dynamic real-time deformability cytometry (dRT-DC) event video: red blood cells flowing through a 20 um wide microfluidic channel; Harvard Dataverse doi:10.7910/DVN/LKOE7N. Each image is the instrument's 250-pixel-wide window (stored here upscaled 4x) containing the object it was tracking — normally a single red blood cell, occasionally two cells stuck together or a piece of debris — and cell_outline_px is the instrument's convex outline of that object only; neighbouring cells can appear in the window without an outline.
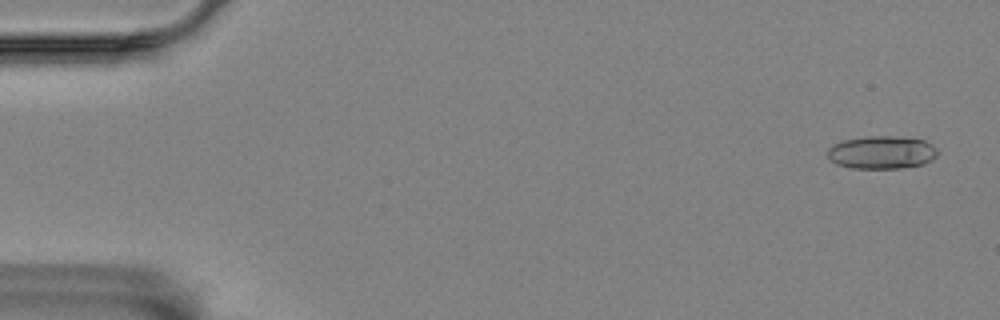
{"species": "Egyptian fruit bat (a non-hibernating species)", "species_latin": "Rousettus aegyptiacus", "temperature_condition": "room temperature", "stored_images_in_passage": 5, "camera_frame_rate_fps": 3000, "um_per_image_px": 0.085, "animal": {"sex": "female"}, "frame": {"image": 1, "passage_image": 1, "time_ms": 0.0, "image_size_px": [1000, 320], "cell_outline_px": [[936, 156], [932, 160], [924, 164], [900, 168], [852, 168], [836, 164], [828, 160], [828, 148], [832, 144], [844, 140], [864, 136], [896, 136], [924, 140], [932, 144], [936, 148]], "centroid_in_image_um": [74.92, 12.95], "position_along_channel_um": 10.1, "area_um2": 21.27}}
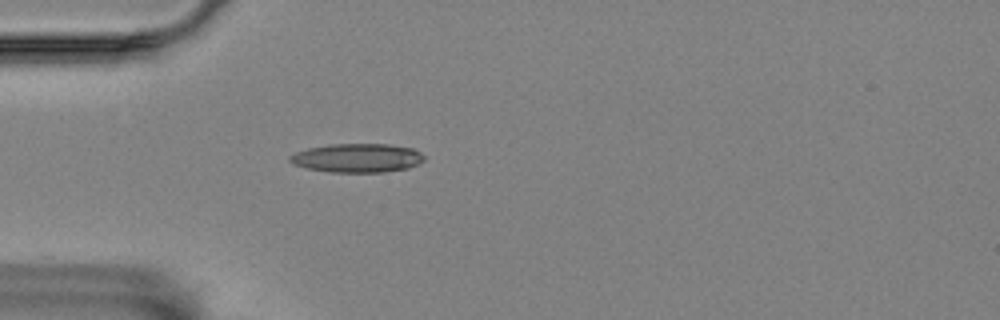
{"frame": {"image": 2, "passage_image": 5, "time_ms": 1.333, "image_size_px": [1000, 320], "cell_outline_px": [[424, 160], [420, 164], [408, 168], [384, 172], [332, 172], [308, 168], [292, 164], [288, 160], [288, 156], [296, 152], [308, 148], [328, 144], [388, 144], [412, 148], [420, 152], [424, 156]], "centroid_in_image_um": [30.37, 13.42], "position_along_channel_um": 54.6, "area_um2": 22.66}}